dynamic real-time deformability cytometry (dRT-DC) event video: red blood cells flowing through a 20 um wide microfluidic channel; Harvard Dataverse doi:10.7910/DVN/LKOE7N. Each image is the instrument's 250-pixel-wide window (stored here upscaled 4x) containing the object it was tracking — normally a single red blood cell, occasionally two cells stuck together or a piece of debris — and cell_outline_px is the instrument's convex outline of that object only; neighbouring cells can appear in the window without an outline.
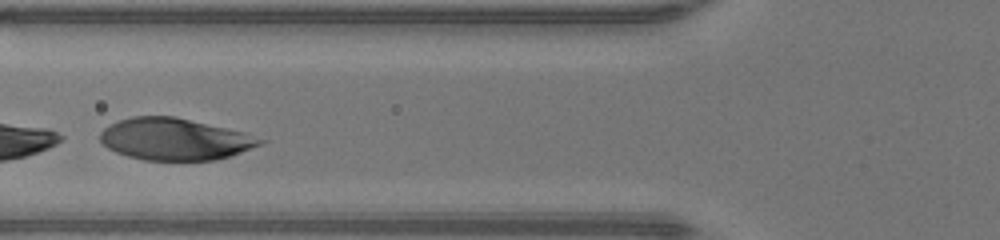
{"species": "human", "species_latin": "Homo sapiens", "temperature_condition": "warm", "stored_images_in_passage": 12, "camera_frame_rate_fps": 3000, "um_per_image_px": 0.085, "donor": {"sex": "male"}, "frame": {"image": 1, "passage_image": 10, "time_ms": 3.0, "image_size_px": [1000, 240], "cell_outline_px": [[268, 140], [260, 144], [240, 152], [216, 160], [144, 160], [128, 156], [116, 152], [108, 148], [100, 140], [100, 132], [108, 124], [116, 120], [132, 116], [176, 116], [244, 132]], "centroid_in_image_um": [14.82, 11.81], "position_along_channel_um": 111.0, "area_um2": 39.02}}